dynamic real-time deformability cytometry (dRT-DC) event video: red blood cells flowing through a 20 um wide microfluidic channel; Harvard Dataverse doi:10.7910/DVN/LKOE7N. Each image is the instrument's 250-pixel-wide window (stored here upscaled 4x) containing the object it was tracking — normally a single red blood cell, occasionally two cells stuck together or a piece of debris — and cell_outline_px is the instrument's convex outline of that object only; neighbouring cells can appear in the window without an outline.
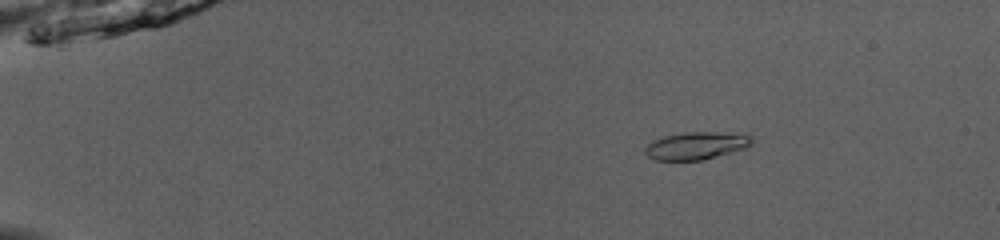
{"species": "common noctule bat (a hibernating species)", "species_latin": "Nyctalus noctula", "temperature_condition": "room temperature", "stored_images_in_passage": 45, "camera_frame_rate_fps": 3000, "um_per_image_px": 0.085, "animal": {"sex": "male", "body_mass_g": 13.0, "forearm_length_mm": 53.1}, "frame": {"image": 1, "passage_image": 3, "time_ms": 0.667, "image_size_px": [1000, 240], "cell_outline_px": [[752, 144], [748, 148], [704, 160], [652, 160], [644, 152], [644, 148], [652, 140], [664, 136], [684, 132], [744, 132], [752, 136]], "centroid_in_image_um": [59.24, 12.37], "position_along_channel_um": 25.8, "area_um2": 17.69}}
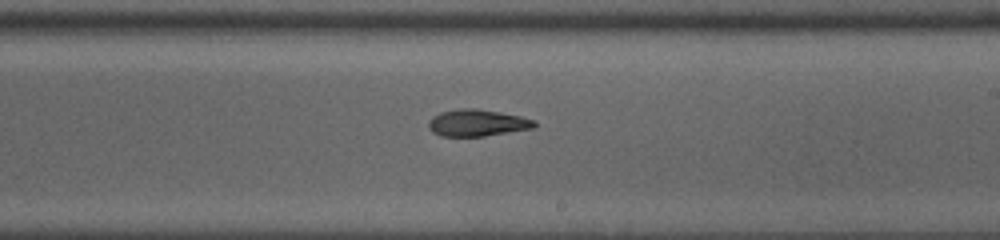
{"frame": {"image": 2, "passage_image": 26, "time_ms": 8.333, "image_size_px": [1000, 240], "cell_outline_px": [[536, 124], [532, 128], [484, 136], [440, 136], [432, 132], [428, 128], [428, 124], [432, 116], [440, 112], [464, 108], [476, 108], [500, 112], [520, 116], [536, 120]], "centroid_in_image_um": [40.54, 10.44], "position_along_channel_um": 248.5, "area_um2": 16.47}}
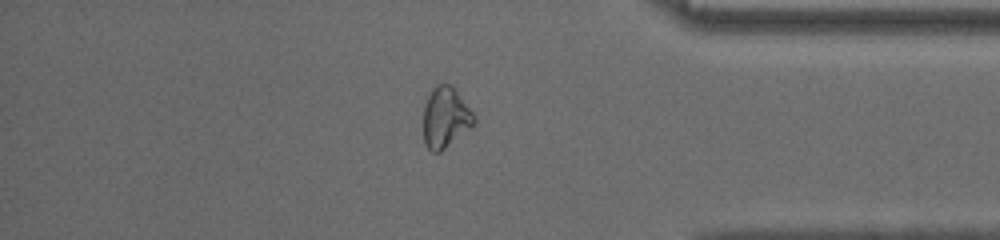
{"frame": {"image": 3, "passage_image": 38, "time_ms": 12.333, "image_size_px": [1000, 240], "cell_outline_px": [[476, 124], [440, 152], [432, 152], [424, 144], [424, 108], [428, 96], [432, 88], [436, 84], [452, 84], [456, 88], [476, 116]], "centroid_in_image_um": [37.9, 9.97], "position_along_channel_um": 397.3, "area_um2": 18.21}, "authors_computed_cell_mechanics": {"area_um2": 17.1088, "velocity_mm_per_s": 4.0774, "shape_relaxation_time_tau1_ms": null, "shape_relaxation_time_tau2_ms": 6.2014, "deformation_change_tau1": null, "deformation_change_tau2": 0.1394}}